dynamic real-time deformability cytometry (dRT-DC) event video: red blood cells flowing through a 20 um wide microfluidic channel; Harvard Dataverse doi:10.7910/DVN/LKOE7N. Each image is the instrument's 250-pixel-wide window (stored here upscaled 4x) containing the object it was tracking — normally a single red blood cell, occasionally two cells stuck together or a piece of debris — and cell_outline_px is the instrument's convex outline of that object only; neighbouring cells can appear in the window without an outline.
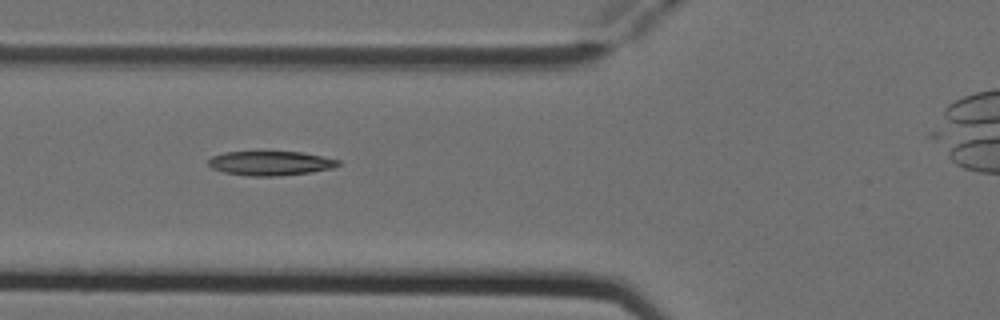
{"species": "Egyptian fruit bat (a non-hibernating species)", "species_latin": "Rousettus aegyptiacus", "temperature_condition": "cold", "stored_images_in_passage": 7, "camera_frame_rate_fps": 3000, "um_per_image_px": 0.085, "animal": {"sex": "female"}, "frame": {"image": 1, "passage_image": 6, "time_ms": 1.667, "image_size_px": [1000, 320], "cell_outline_px": [[340, 164], [332, 168], [312, 172], [280, 176], [248, 176], [224, 172], [212, 168], [208, 164], [208, 160], [212, 156], [224, 152], [300, 152], [340, 160]], "centroid_in_image_um": [22.97, 13.88], "position_along_channel_um": 102.8, "area_um2": 18.32}}
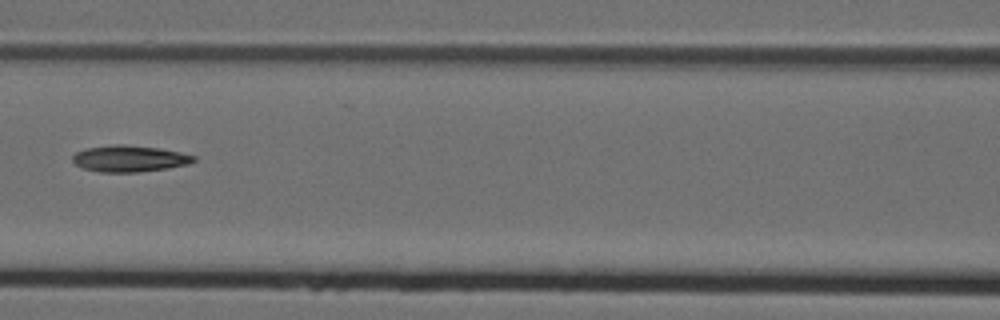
{"frame": {"image": 2, "passage_image": 7, "time_ms": 2.0, "image_size_px": [1000, 320], "cell_outline_px": [[196, 160], [188, 164], [168, 168], [136, 172], [100, 172], [84, 168], [76, 164], [72, 160], [72, 156], [76, 152], [84, 148], [112, 144], [124, 144], [160, 148], [180, 152], [196, 156]], "centroid_in_image_um": [11.0, 13.47], "position_along_channel_um": 155.6, "area_um2": 18.73}}